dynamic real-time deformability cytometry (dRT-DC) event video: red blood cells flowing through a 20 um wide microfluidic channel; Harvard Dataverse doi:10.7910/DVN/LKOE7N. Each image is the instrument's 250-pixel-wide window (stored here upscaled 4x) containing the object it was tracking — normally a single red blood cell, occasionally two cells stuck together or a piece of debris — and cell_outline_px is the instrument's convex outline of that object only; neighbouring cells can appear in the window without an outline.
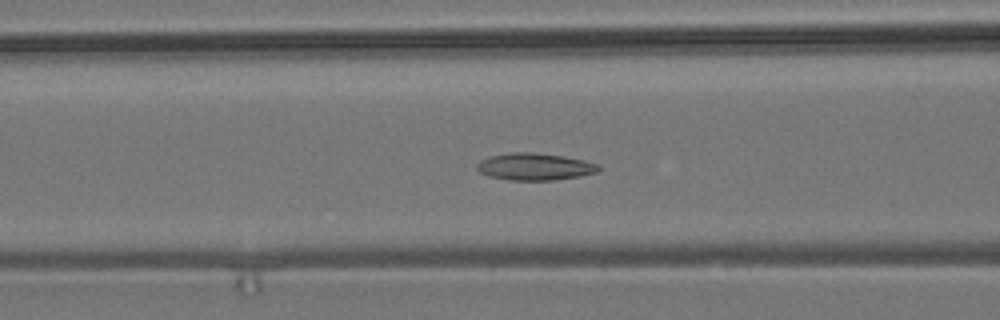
{"species": "common noctule bat (a hibernating species)", "species_latin": "Nyctalus noctula", "temperature_condition": "room temperature", "stored_images_in_passage": 55, "camera_frame_rate_fps": 3000, "um_per_image_px": 0.085, "animal": {"sex": "male", "body_mass_g": 19.2, "forearm_length_mm": 51.8}, "frame": {"image": 1, "passage_image": 22, "time_ms": 7.0, "image_size_px": [1000, 320], "cell_outline_px": [[600, 168], [596, 172], [580, 176], [552, 180], [512, 180], [488, 176], [480, 172], [476, 168], [476, 164], [480, 160], [488, 156], [508, 152], [532, 152], [564, 156], [584, 160], [600, 164]], "centroid_in_image_um": [45.43, 14.15], "position_along_channel_um": 121.2, "area_um2": 19.31}}
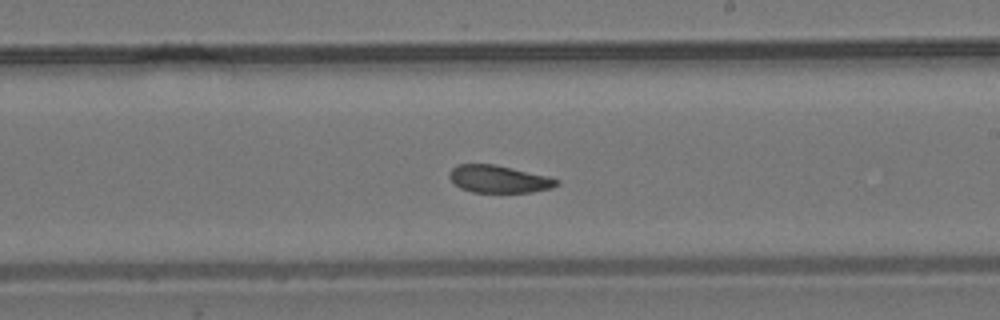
{"frame": {"image": 2, "passage_image": 32, "time_ms": 10.333, "image_size_px": [1000, 320], "cell_outline_px": [[560, 184], [552, 188], [532, 192], [472, 192], [460, 188], [448, 176], [448, 172], [456, 164], [492, 164], [548, 176], [560, 180]], "centroid_in_image_um": [42.4, 15.22], "position_along_channel_um": 246.6, "area_um2": 17.11}}
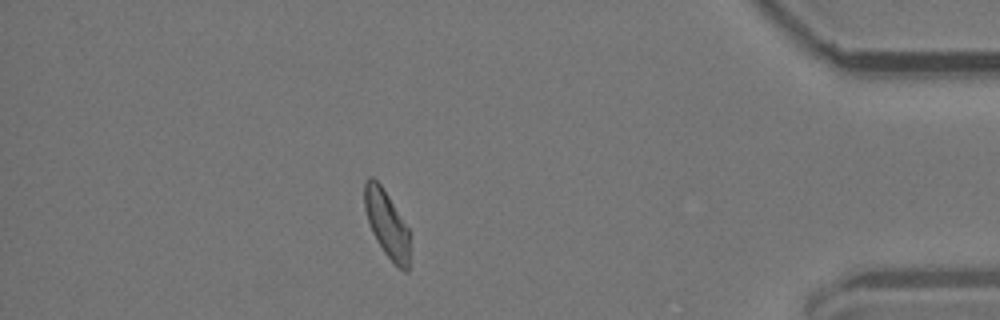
{"frame": {"image": 3, "passage_image": 48, "time_ms": 15.667, "image_size_px": [1000, 320], "cell_outline_px": [[408, 272], [404, 272], [384, 252], [376, 240], [372, 232], [364, 208], [364, 180], [368, 176], [372, 176], [380, 184], [388, 196], [408, 228]], "centroid_in_image_um": [32.83, 18.98], "position_along_channel_um": 402.4, "area_um2": 17.22}, "authors_computed_cell_mechanics": {"area_um2": 18.6694, "velocity_mm_per_s": 3.7743, "shape_relaxation_time_tau1_ms": 6.8708, "shape_relaxation_time_tau2_ms": 2.5091, "deformation_change_tau1": 0.1349, "deformation_change_tau2": 0.086}}